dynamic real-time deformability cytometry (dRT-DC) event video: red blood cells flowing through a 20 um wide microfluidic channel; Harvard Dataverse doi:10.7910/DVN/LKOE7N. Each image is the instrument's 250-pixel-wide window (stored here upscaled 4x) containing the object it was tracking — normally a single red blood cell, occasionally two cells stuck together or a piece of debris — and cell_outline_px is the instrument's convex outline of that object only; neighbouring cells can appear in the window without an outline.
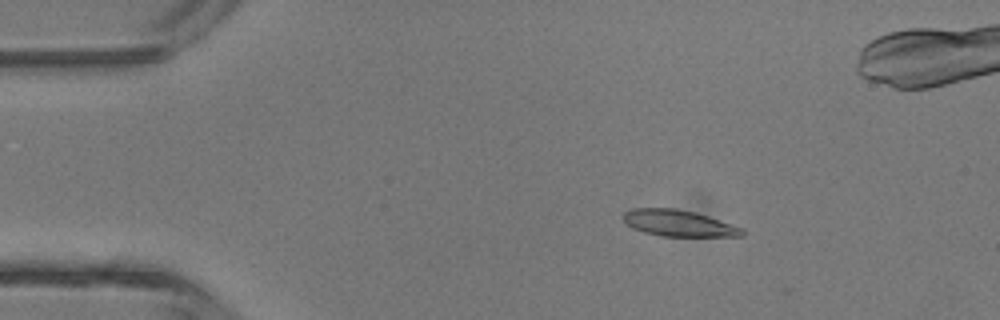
{"species": "common noctule bat (a hibernating species)", "species_latin": "Nyctalus noctula", "temperature_condition": "room temperature", "stored_images_in_passage": 4, "camera_frame_rate_fps": 3000, "um_per_image_px": 0.085, "animal": {"sex": "male", "body_mass_g": 13.3}, "frame": {"image": 1, "passage_image": 2, "time_ms": 2.0, "image_size_px": [1000, 320], "cell_outline_px": [[744, 236], [660, 236], [644, 232], [632, 228], [624, 220], [624, 212], [632, 208], [676, 208], [696, 212], [744, 228]], "centroid_in_image_um": [57.7, 18.97], "position_along_channel_um": 27.3, "area_um2": 18.26}}